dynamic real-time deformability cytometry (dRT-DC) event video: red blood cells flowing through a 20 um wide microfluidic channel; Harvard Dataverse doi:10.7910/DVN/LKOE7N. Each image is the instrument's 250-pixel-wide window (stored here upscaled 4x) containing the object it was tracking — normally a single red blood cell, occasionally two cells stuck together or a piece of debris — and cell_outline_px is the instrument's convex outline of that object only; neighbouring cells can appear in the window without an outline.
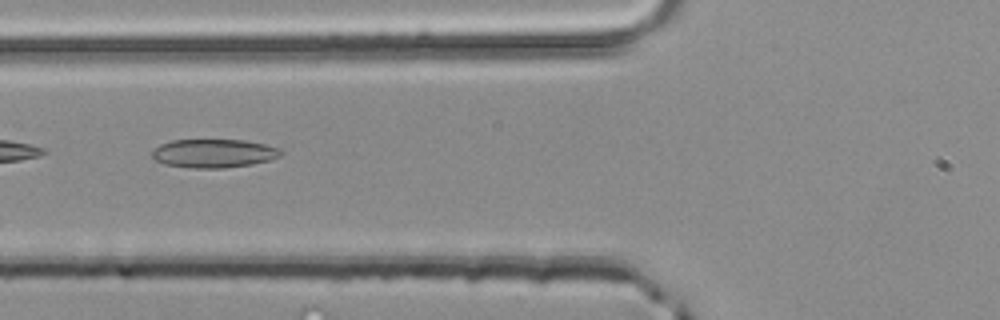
{"species": "common noctule bat (a hibernating species)", "species_latin": "Nyctalus noctula", "temperature_condition": "room temperature", "stored_images_in_passage": 5, "segment_of_instrument_passage": [2, 2], "camera_frame_rate_fps": 3000, "um_per_image_px": 0.085, "animal": {"sex": "male", "body_mass_g": 20.4}, "frame": {"image": 1, "passage_image": 5, "time_ms": 1.333, "image_size_px": [1000, 320], "cell_outline_px": [[284, 152], [280, 156], [272, 160], [252, 164], [224, 168], [192, 168], [164, 164], [156, 160], [152, 156], [152, 148], [160, 144], [172, 140], [244, 140], [264, 144], [280, 148]], "centroid_in_image_um": [18.18, 13.03], "position_along_channel_um": 107.6, "area_um2": 21.62}}